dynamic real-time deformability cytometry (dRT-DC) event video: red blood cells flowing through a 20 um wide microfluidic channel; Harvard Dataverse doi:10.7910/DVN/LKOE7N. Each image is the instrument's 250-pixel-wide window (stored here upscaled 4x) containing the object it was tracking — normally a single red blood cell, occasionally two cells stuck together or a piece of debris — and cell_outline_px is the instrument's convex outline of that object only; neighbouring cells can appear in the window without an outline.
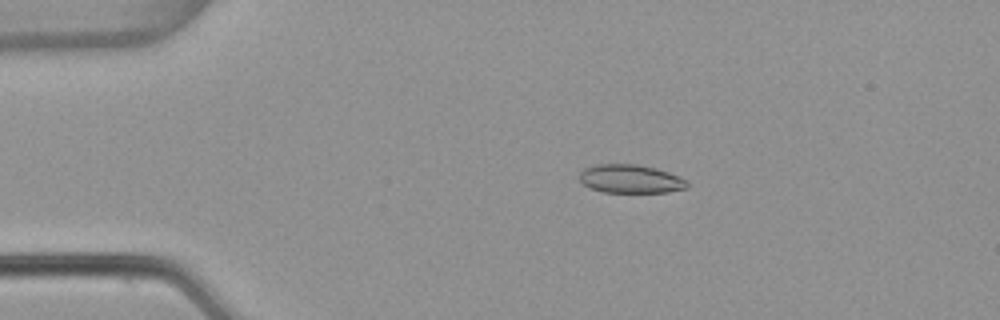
{"species": "common noctule bat (a hibernating species)", "species_latin": "Nyctalus noctula", "temperature_condition": "warm", "stored_images_in_passage": 54, "camera_frame_rate_fps": 3000, "um_per_image_px": 0.085, "animal": {"sex": "female", "body_mass_g": 22.7, "forearm_length_mm": 54.2}, "frame": {"image": 1, "passage_image": 11, "time_ms": 3.333, "image_size_px": [1000, 320], "cell_outline_px": [[688, 188], [668, 192], [604, 192], [592, 188], [584, 184], [580, 180], [580, 172], [584, 168], [596, 164], [636, 164], [656, 168], [680, 176], [688, 180]], "centroid_in_image_um": [53.63, 15.2], "position_along_channel_um": 31.4, "area_um2": 17.92}}
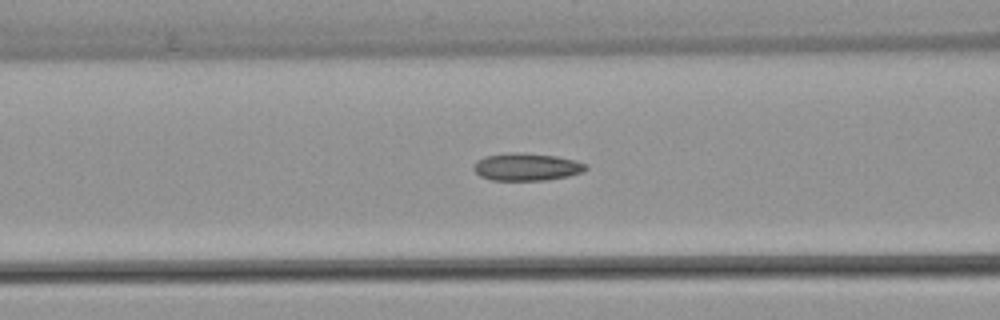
{"frame": {"image": 2, "passage_image": 22, "time_ms": 7.0, "image_size_px": [1000, 320], "cell_outline_px": [[588, 168], [584, 172], [568, 176], [548, 180], [492, 180], [480, 176], [472, 168], [476, 160], [484, 156], [508, 152], [524, 152], [556, 156], [576, 160], [588, 164]], "centroid_in_image_um": [44.78, 14.17], "position_along_channel_um": 121.8, "area_um2": 18.32}}
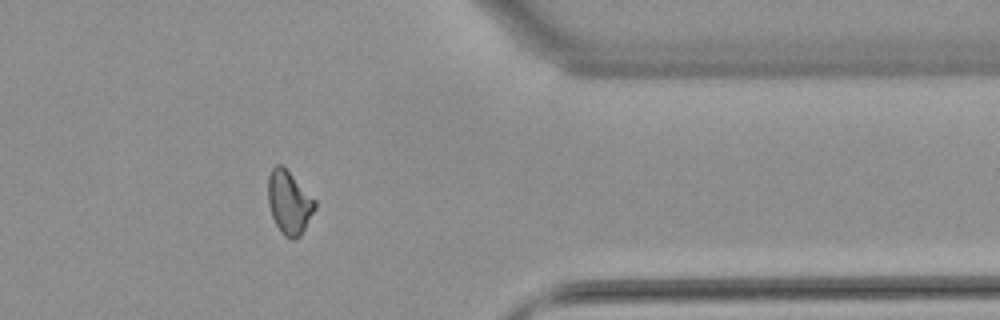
{"frame": {"image": 3, "passage_image": 44, "time_ms": 14.333, "image_size_px": [1000, 320], "cell_outline_px": [[316, 208], [300, 236], [296, 240], [292, 240], [284, 236], [280, 232], [272, 216], [268, 204], [268, 176], [272, 168], [276, 164], [280, 164], [316, 200]], "centroid_in_image_um": [24.57, 17.25], "position_along_channel_um": 386.8, "area_um2": 17.17}, "authors_computed_cell_mechanics": {"area_um2": 17.7446, "velocity_mm_per_s": 3.8336, "shape_relaxation_time_tau1_ms": null, "shape_relaxation_time_tau2_ms": 2.5274, "deformation_change_tau1": null, "deformation_change_tau2": 0.0718}}